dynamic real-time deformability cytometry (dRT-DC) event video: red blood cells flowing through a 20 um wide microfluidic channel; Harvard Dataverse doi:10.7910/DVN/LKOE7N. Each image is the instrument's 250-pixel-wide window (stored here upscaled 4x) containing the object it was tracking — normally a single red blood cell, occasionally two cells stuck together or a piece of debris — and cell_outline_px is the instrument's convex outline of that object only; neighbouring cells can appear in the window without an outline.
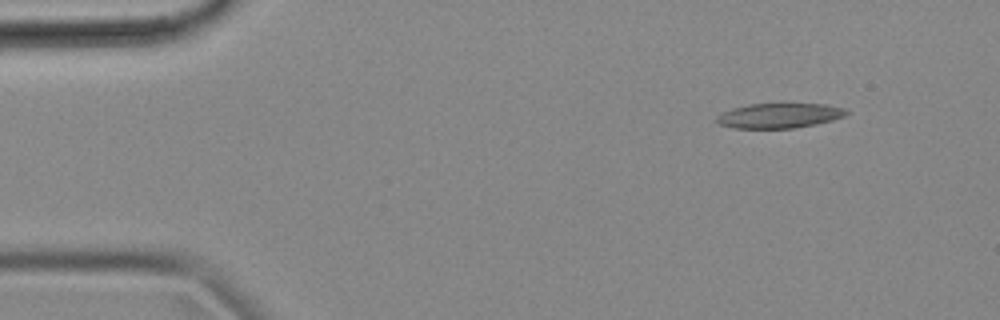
{"species": "common noctule bat (a hibernating species)", "species_latin": "Nyctalus noctula", "temperature_condition": "cold", "stored_images_in_passage": 50, "camera_frame_rate_fps": 3000, "um_per_image_px": 0.085, "animal": {"sex": "female", "body_mass_g": 18.4}, "frame": {"image": 1, "passage_image": 1, "time_ms": 0.0, "image_size_px": [1000, 320], "cell_outline_px": [[848, 112], [844, 116], [832, 120], [792, 128], [736, 128], [720, 124], [716, 120], [716, 116], [724, 112], [736, 108], [752, 104], [824, 104], [844, 108]], "centroid_in_image_um": [66.25, 9.83], "position_along_channel_um": 18.8, "area_um2": 18.26}}
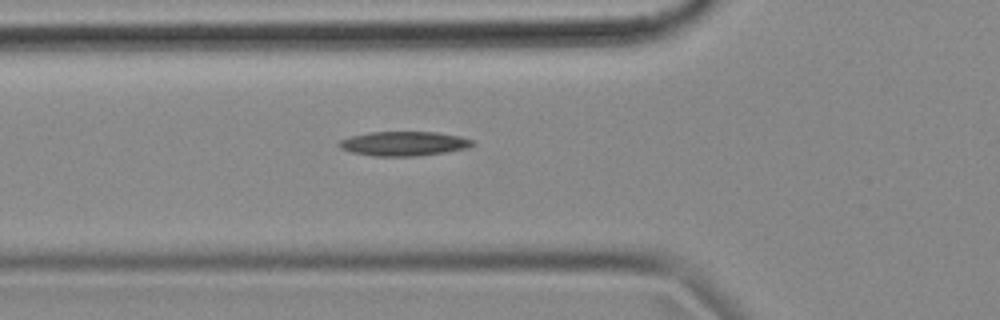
{"frame": {"image": 2, "passage_image": 14, "time_ms": 4.333, "image_size_px": [1000, 320], "cell_outline_px": [[476, 144], [468, 148], [444, 152], [416, 156], [376, 156], [352, 152], [340, 148], [340, 140], [352, 136], [368, 132], [436, 132], [460, 136], [476, 140]], "centroid_in_image_um": [34.4, 12.2], "position_along_channel_um": 91.4, "area_um2": 18.9}}
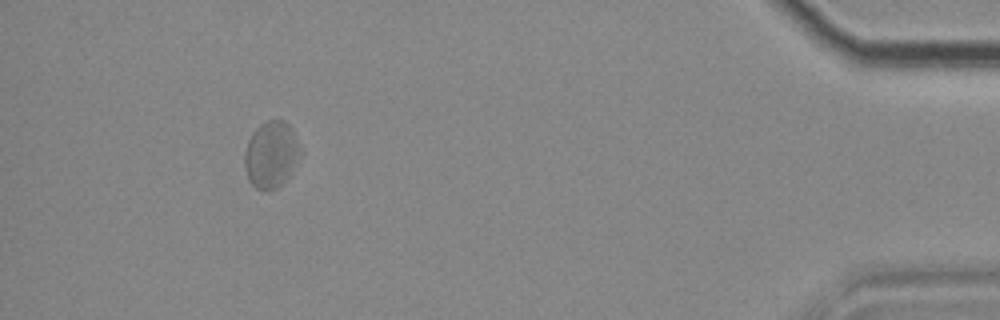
{"frame": {"image": 3, "passage_image": 46, "time_ms": 15.0, "image_size_px": [1000, 320], "cell_outline_px": [[300, 152], [288, 176], [276, 188], [256, 188], [248, 180], [244, 164], [244, 152], [248, 140], [252, 132], [260, 124], [268, 120], [284, 120], [292, 128], [296, 136], [300, 148]], "centroid_in_image_um": [23.01, 13.08], "position_along_channel_um": 412.2, "area_um2": 21.21}}